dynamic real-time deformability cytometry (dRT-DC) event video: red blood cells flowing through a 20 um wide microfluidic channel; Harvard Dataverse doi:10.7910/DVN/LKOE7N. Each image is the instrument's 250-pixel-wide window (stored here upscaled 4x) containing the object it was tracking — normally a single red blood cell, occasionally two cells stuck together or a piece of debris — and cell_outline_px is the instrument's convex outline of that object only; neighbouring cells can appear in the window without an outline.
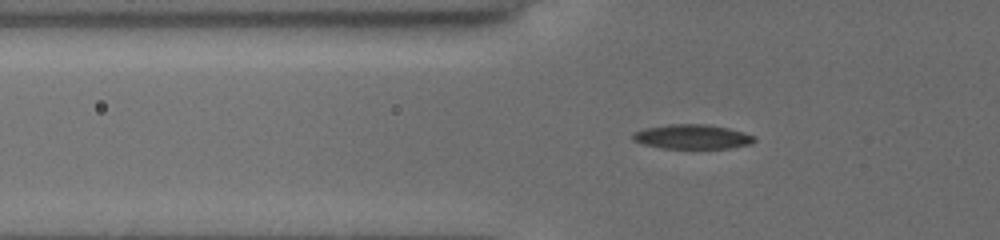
{"species": "common noctule bat (a hibernating species)", "species_latin": "Nyctalus noctula", "temperature_condition": "cold", "stored_images_in_passage": 55, "segment_of_instrument_passage": [1, 2], "camera_frame_rate_fps": 3000, "um_per_image_px": 0.085, "animal": {"sex": "female", "body_mass_g": 19.5, "forearm_length_mm": 54.1}, "frame": {"image": 1, "passage_image": 19, "time_ms": 6.0, "image_size_px": [1000, 240], "cell_outline_px": [[756, 140], [748, 144], [728, 148], [664, 148], [644, 144], [632, 140], [632, 136], [636, 132], [648, 128], [668, 124], [708, 124], [728, 128], [756, 136]], "centroid_in_image_um": [58.86, 11.62], "position_along_channel_um": 66.9, "area_um2": 17.05}}
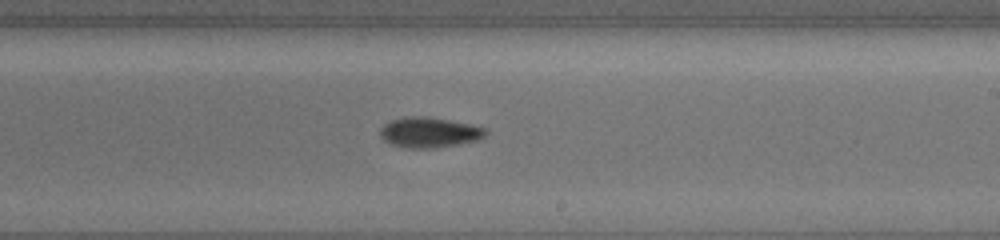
{"frame": {"image": 2, "passage_image": 34, "time_ms": 11.0, "image_size_px": [1000, 240], "cell_outline_px": [[488, 132], [484, 136], [476, 140], [460, 144], [432, 148], [408, 148], [392, 144], [384, 140], [380, 136], [380, 128], [384, 124], [392, 120], [412, 116], [428, 116], [472, 124], [488, 128]], "centroid_in_image_um": [36.52, 11.25], "position_along_channel_um": 252.5, "area_um2": 18.67}}
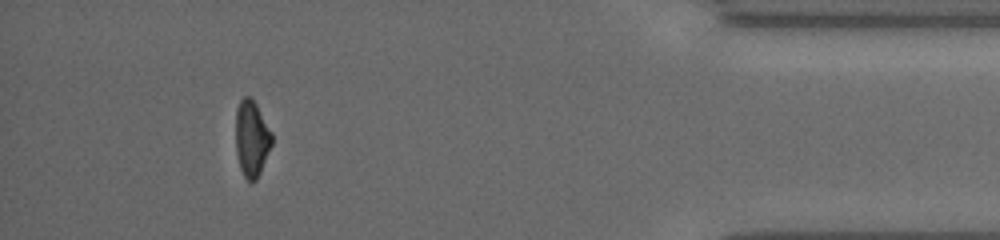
{"frame": {"image": 3, "passage_image": 50, "time_ms": 16.333, "image_size_px": [1000, 240], "cell_outline_px": [[272, 144], [260, 172], [256, 180], [248, 180], [244, 176], [240, 168], [236, 152], [236, 108], [240, 100], [244, 96], [248, 96], [256, 104], [272, 132]], "centroid_in_image_um": [21.39, 11.76], "position_along_channel_um": 413.8, "area_um2": 15.9}}